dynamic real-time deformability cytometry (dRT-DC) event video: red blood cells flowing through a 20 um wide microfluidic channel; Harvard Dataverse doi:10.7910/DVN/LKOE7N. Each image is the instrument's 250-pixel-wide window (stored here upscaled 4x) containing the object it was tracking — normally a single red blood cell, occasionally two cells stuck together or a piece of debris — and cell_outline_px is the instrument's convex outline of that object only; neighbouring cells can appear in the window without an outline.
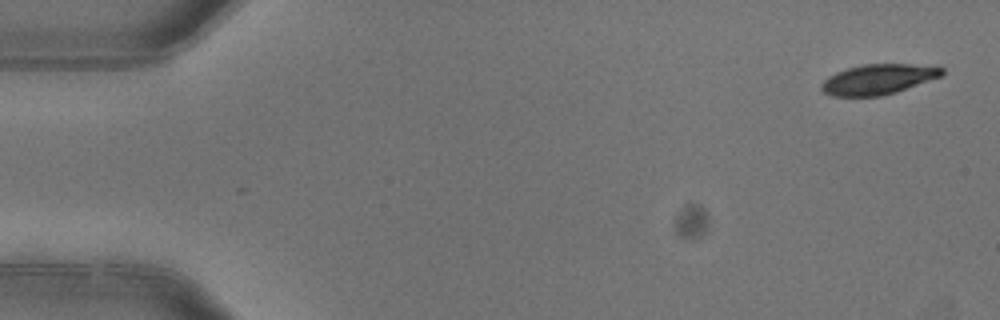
{"species": "common noctule bat (a hibernating species)", "species_latin": "Nyctalus noctula", "temperature_condition": "warm", "stored_images_in_passage": 5, "camera_frame_rate_fps": 3000, "um_per_image_px": 0.085, "animal": {"sex": "female"}, "frame": {"image": 1, "passage_image": 1, "time_ms": 0.0, "image_size_px": [1000, 320], "cell_outline_px": [[944, 72], [940, 76], [896, 92], [880, 96], [832, 96], [824, 92], [820, 88], [820, 84], [828, 76], [836, 72], [848, 68], [864, 64], [908, 64], [944, 68]], "centroid_in_image_um": [74.59, 6.74], "position_along_channel_um": 10.4, "area_um2": 20.92}}
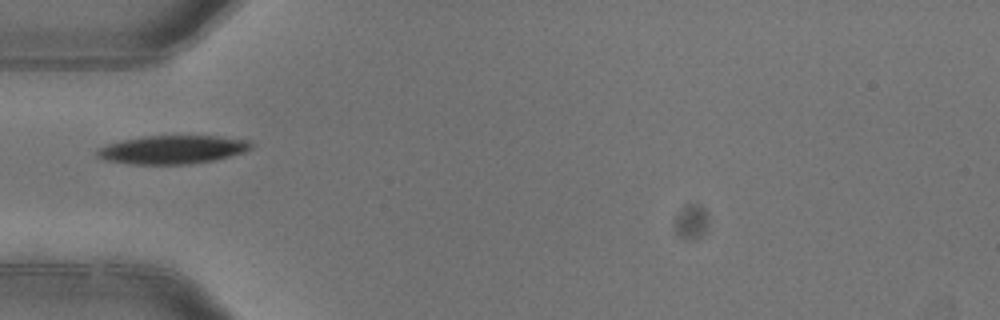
{"frame": {"image": 2, "passage_image": 4, "time_ms": 1.0, "image_size_px": [1000, 320], "cell_outline_px": [[252, 148], [244, 152], [212, 160], [188, 164], [136, 164], [108, 160], [96, 156], [96, 152], [100, 148], [108, 144], [120, 140], [144, 136], [216, 136], [252, 140]], "centroid_in_image_um": [14.69, 12.7], "position_along_channel_um": 70.3, "area_um2": 25.26}}